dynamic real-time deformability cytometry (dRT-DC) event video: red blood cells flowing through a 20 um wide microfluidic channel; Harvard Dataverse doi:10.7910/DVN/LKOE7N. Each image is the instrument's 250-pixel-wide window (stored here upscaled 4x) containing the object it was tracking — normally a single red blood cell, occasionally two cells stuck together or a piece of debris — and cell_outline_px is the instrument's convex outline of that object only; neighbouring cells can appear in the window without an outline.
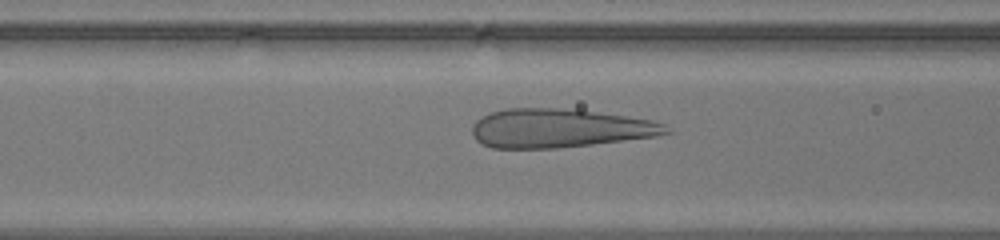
{"species": "human", "species_latin": "Homo sapiens", "temperature_condition": "warm", "stored_images_in_passage": 41, "camera_frame_rate_fps": 3000, "um_per_image_px": 0.085, "donor": {"sex": "male"}, "frame": {"image": 1, "passage_image": 15, "time_ms": 4.667, "image_size_px": [1000, 240], "cell_outline_px": [[672, 132], [656, 136], [592, 144], [556, 148], [492, 148], [476, 140], [472, 136], [472, 124], [476, 120], [492, 112], [504, 108], [560, 108], [596, 112], [628, 116], [652, 120], [664, 124]], "centroid_in_image_um": [47.53, 10.9], "position_along_channel_um": 119.1, "area_um2": 43.7}}
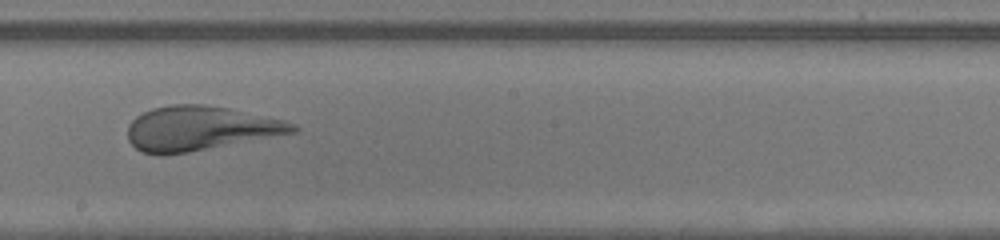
{"frame": {"image": 2, "passage_image": 22, "time_ms": 7.0, "image_size_px": [1000, 240], "cell_outline_px": [[300, 128], [296, 132], [188, 152], [160, 156], [140, 152], [128, 140], [128, 124], [136, 116], [152, 108], [172, 104], [204, 104], [228, 108], [284, 120], [296, 124]], "centroid_in_image_um": [16.97, 10.91], "position_along_channel_um": 231.2, "area_um2": 42.66}}
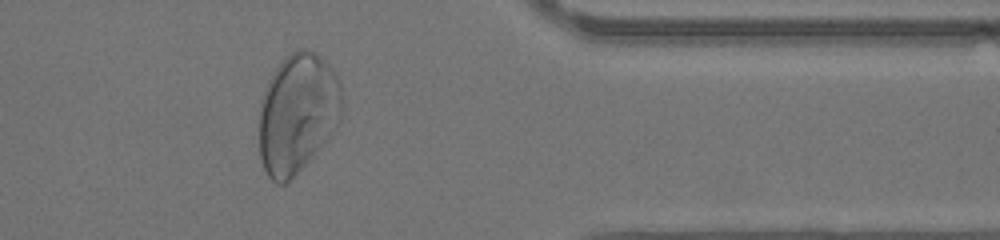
{"frame": {"image": 3, "passage_image": 33, "time_ms": 10.667, "image_size_px": [1000, 240], "cell_outline_px": [[344, 104], [340, 116], [332, 132], [312, 156], [284, 184], [276, 184], [268, 176], [264, 168], [260, 156], [260, 104], [268, 80], [276, 68], [292, 52], [300, 48], [308, 48], [324, 60], [332, 68], [340, 84]], "centroid_in_image_um": [25.29, 9.6], "position_along_channel_um": 386.1, "area_um2": 56.99}}